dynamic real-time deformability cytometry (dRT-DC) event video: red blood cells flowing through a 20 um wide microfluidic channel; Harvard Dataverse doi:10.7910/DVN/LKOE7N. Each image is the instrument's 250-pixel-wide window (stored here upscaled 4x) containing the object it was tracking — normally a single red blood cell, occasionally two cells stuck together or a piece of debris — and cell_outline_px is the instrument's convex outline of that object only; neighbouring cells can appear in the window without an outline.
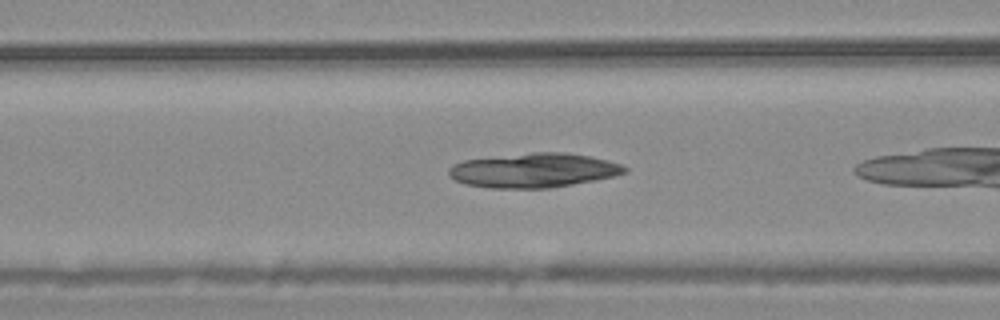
{"species": "common noctule bat (a hibernating species)", "species_latin": "Nyctalus noctula", "temperature_condition": "warm", "stored_images_in_passage": 26, "camera_frame_rate_fps": 3000, "um_per_image_px": 0.085, "animal": {"sex": "male", "body_mass_g": 20.4}, "frame": {"image": 1, "passage_image": 5, "time_ms": 1.333, "image_size_px": [1000, 320], "cell_outline_px": [[628, 172], [596, 180], [548, 188], [488, 188], [468, 184], [456, 180], [448, 176], [448, 168], [464, 160], [532, 152], [568, 152], [608, 160], [620, 164], [628, 168]], "centroid_in_image_um": [45.38, 14.47], "position_along_channel_um": 121.2, "area_um2": 35.08}}
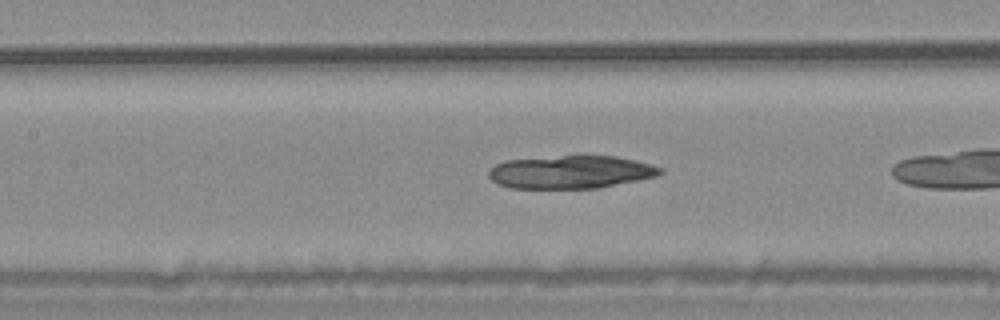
{"frame": {"image": 2, "passage_image": 8, "time_ms": 2.333, "image_size_px": [1000, 320], "cell_outline_px": [[664, 172], [656, 176], [596, 188], [508, 188], [496, 184], [488, 176], [488, 172], [496, 164], [508, 160], [576, 152], [580, 152], [616, 156], [652, 164], [664, 168]], "centroid_in_image_um": [48.51, 14.57], "position_along_channel_um": 158.9, "area_um2": 34.16}}
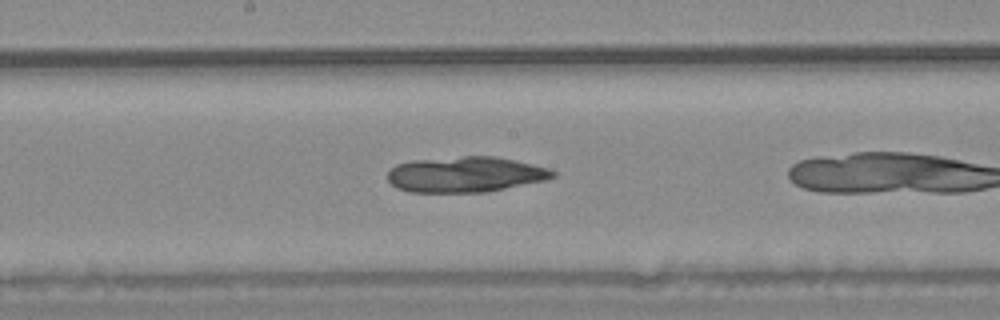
{"frame": {"image": 3, "passage_image": 12, "time_ms": 3.667, "image_size_px": [1000, 320], "cell_outline_px": [[556, 176], [544, 180], [484, 192], [412, 192], [396, 188], [388, 180], [388, 172], [396, 164], [412, 160], [464, 156], [496, 156], [532, 164], [548, 168], [556, 172]], "centroid_in_image_um": [39.53, 14.82], "position_along_channel_um": 208.7, "area_um2": 34.04}}